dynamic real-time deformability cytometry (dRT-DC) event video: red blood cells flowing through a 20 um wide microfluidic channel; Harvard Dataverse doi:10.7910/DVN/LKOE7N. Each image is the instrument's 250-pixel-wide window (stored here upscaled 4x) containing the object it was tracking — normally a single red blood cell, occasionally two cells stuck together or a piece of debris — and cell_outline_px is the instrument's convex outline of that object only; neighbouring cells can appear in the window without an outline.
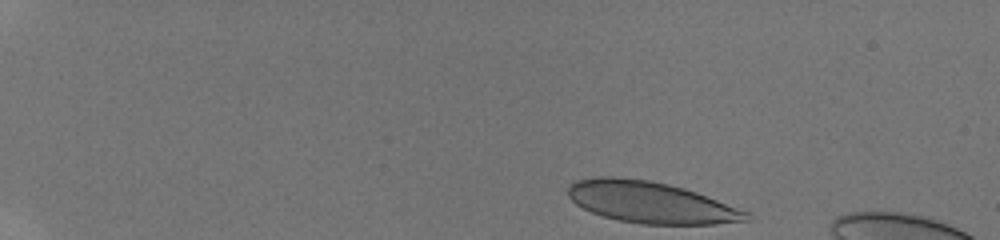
{"species": "human", "species_latin": "Homo sapiens", "temperature_condition": "room temperature", "stored_images_in_passage": 7, "camera_frame_rate_fps": 3000, "um_per_image_px": 0.085, "donor": {"sex": "male"}, "frame": {"image": 1, "passage_image": 1, "time_ms": 0.0, "image_size_px": [1000, 240], "cell_outline_px": [[748, 220], [716, 224], [644, 224], [616, 220], [592, 212], [576, 204], [568, 196], [568, 188], [576, 180], [596, 176], [616, 176], [648, 180], [668, 184], [684, 188], [696, 192], [748, 212]], "centroid_in_image_um": [55.26, 17.19], "position_along_channel_um": 29.7, "area_um2": 42.71}}